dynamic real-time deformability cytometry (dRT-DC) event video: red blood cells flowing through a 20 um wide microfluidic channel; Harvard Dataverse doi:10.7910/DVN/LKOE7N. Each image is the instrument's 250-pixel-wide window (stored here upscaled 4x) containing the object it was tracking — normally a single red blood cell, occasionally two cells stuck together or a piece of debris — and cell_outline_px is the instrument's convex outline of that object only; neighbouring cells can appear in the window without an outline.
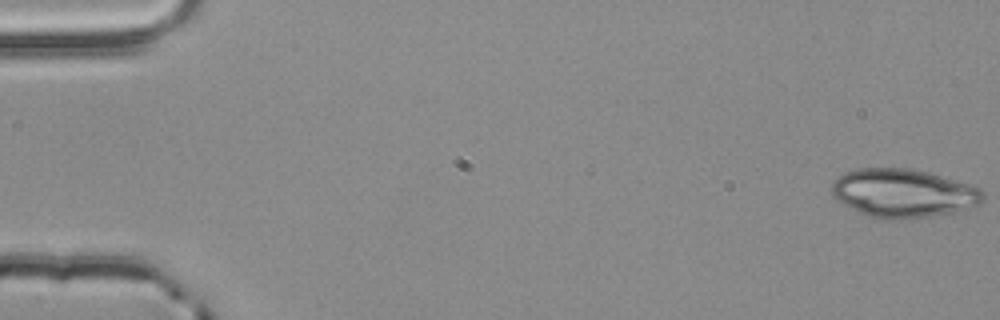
{"species": "common noctule bat (a hibernating species)", "species_latin": "Nyctalus noctula", "temperature_condition": "room temperature", "stored_images_in_passage": 37, "segment_of_instrument_passage": [1, 2], "camera_frame_rate_fps": 3000, "um_per_image_px": 0.085, "animal": {"sex": "male", "body_mass_g": 20.4}, "frame": {"image": 1, "passage_image": 1, "time_ms": 0.0, "image_size_px": [1000, 320], "cell_outline_px": [[984, 200], [980, 204], [956, 212], [932, 216], [892, 220], [888, 220], [868, 216], [836, 200], [832, 196], [832, 184], [844, 172], [860, 168], [908, 168], [928, 172], [968, 184], [980, 188], [984, 192]], "centroid_in_image_um": [76.79, 16.43], "position_along_channel_um": 8.2, "area_um2": 42.71}}